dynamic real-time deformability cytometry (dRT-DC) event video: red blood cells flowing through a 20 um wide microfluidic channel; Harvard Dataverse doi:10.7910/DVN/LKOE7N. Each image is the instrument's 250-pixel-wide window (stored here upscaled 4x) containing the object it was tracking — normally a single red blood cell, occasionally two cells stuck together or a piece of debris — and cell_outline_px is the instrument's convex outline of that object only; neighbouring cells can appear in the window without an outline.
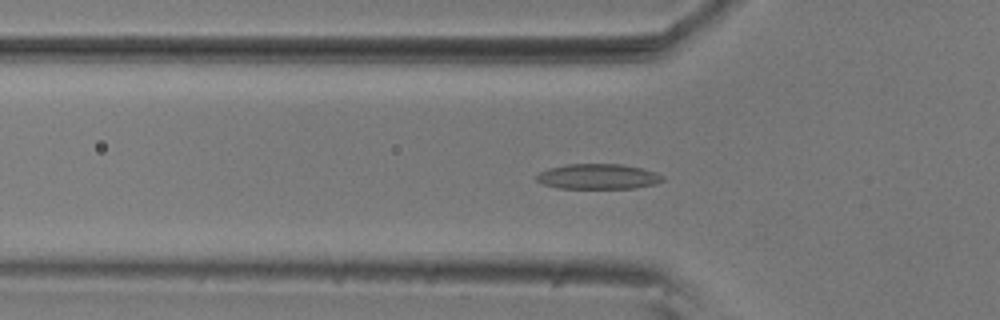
{"species": "common noctule bat (a hibernating species)", "species_latin": "Nyctalus noctula", "temperature_condition": "room temperature", "stored_images_in_passage": 54, "camera_frame_rate_fps": 3000, "um_per_image_px": 0.085, "animal": {"sex": "male", "body_mass_g": 20.5, "forearm_length_mm": 52.5}, "frame": {"image": 1, "passage_image": 17, "time_ms": 5.333, "image_size_px": [1000, 320], "cell_outline_px": [[664, 180], [656, 184], [636, 188], [556, 188], [544, 184], [536, 180], [536, 176], [540, 172], [548, 168], [568, 164], [620, 164], [640, 168], [656, 172], [664, 176]], "centroid_in_image_um": [50.85, 15.01], "position_along_channel_um": 75.0, "area_um2": 18.55}}
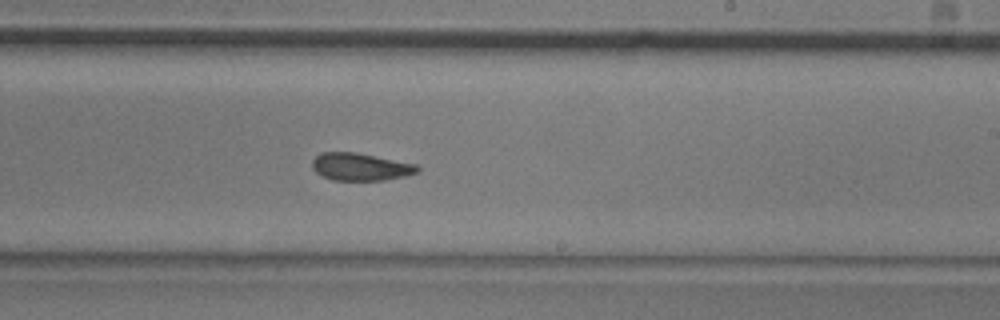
{"frame": {"image": 2, "passage_image": 32, "time_ms": 10.333, "image_size_px": [1000, 320], "cell_outline_px": [[420, 172], [404, 176], [384, 180], [332, 180], [316, 172], [312, 168], [312, 160], [320, 152], [356, 152], [416, 164], [420, 168]], "centroid_in_image_um": [30.64, 14.17], "position_along_channel_um": 258.4, "area_um2": 16.88}}
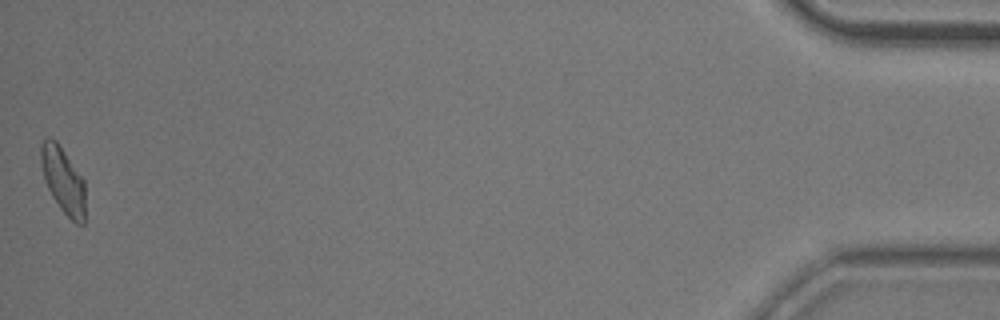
{"frame": {"image": 3, "passage_image": 54, "time_ms": 17.667, "image_size_px": [1000, 320], "cell_outline_px": [[84, 224], [76, 224], [60, 208], [52, 196], [48, 188], [44, 176], [40, 160], [40, 144], [48, 136], [56, 140], [84, 180]], "centroid_in_image_um": [5.35, 15.3], "position_along_channel_um": 429.8, "area_um2": 16.82}, "authors_computed_cell_mechanics": {"area_um2": 17.5423, "velocity_mm_per_s": 3.6487, "shape_relaxation_time_tau1_ms": 5.4729, "shape_relaxation_time_tau2_ms": 3.3015, "deformation_change_tau1": 0.1328, "deformation_change_tau2": 0.073}}